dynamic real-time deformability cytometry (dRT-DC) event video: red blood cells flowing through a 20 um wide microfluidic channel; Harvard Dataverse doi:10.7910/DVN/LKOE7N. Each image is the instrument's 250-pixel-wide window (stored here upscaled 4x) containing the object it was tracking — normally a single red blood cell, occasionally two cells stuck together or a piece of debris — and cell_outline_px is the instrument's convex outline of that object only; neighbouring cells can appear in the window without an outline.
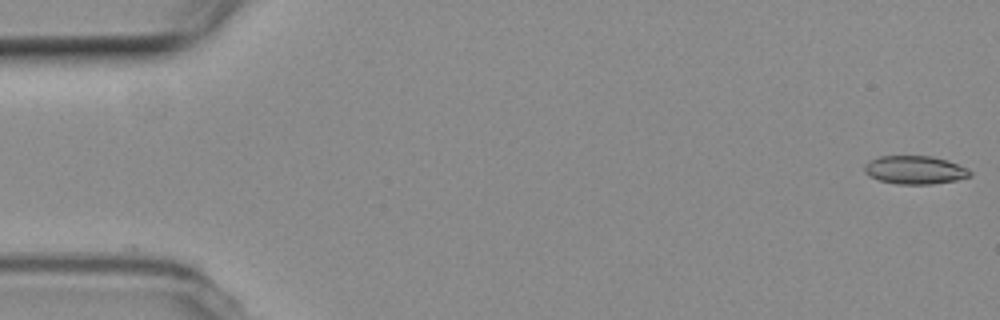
{"species": "common noctule bat (a hibernating species)", "species_latin": "Nyctalus noctula", "temperature_condition": "room temperature", "stored_images_in_passage": 49, "camera_frame_rate_fps": 3000, "um_per_image_px": 0.085, "animal": {"sex": "female", "body_mass_g": 19.3, "forearm_length_mm": 54.1}, "frame": {"image": 1, "passage_image": 1, "time_ms": 0.0, "image_size_px": [1000, 320], "cell_outline_px": [[972, 176], [956, 180], [932, 184], [896, 184], [880, 180], [868, 176], [864, 172], [864, 164], [868, 160], [880, 156], [932, 156], [968, 168], [972, 172]], "centroid_in_image_um": [77.74, 14.45], "position_along_channel_um": 7.3, "area_um2": 17.46}}
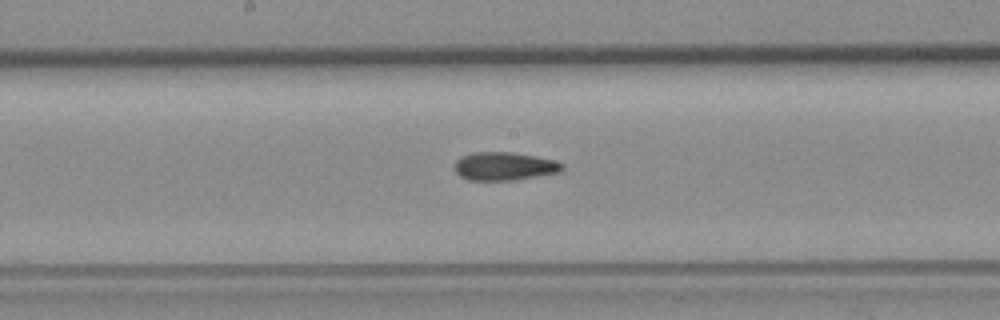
{"frame": {"image": 2, "passage_image": 28, "time_ms": 9.0, "image_size_px": [1000, 320], "cell_outline_px": [[564, 168], [560, 172], [516, 180], [468, 180], [460, 176], [452, 168], [456, 160], [460, 156], [472, 152], [512, 152], [536, 156], [552, 160], [564, 164]], "centroid_in_image_um": [42.83, 14.13], "position_along_channel_um": 205.4, "area_um2": 17.92}}
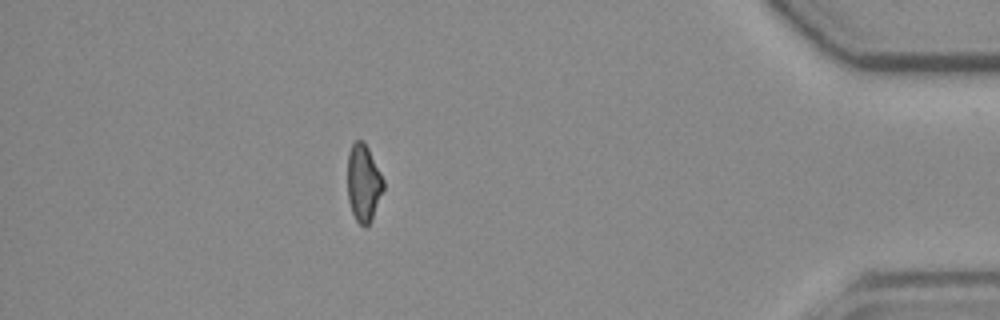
{"frame": {"image": 3, "passage_image": 48, "time_ms": 15.667, "image_size_px": [1000, 320], "cell_outline_px": [[384, 188], [372, 220], [364, 228], [356, 220], [352, 212], [348, 200], [348, 152], [352, 144], [356, 140], [364, 140], [384, 180]], "centroid_in_image_um": [30.9, 15.56], "position_along_channel_um": 404.3, "area_um2": 16.18}, "authors_computed_cell_mechanics": {"area_um2": 17.5134, "velocity_mm_per_s": 3.7597, "shape_relaxation_time_tau1_ms": null, "shape_relaxation_time_tau2_ms": 3.457, "deformation_change_tau1": null, "deformation_change_tau2": 0.0973}}